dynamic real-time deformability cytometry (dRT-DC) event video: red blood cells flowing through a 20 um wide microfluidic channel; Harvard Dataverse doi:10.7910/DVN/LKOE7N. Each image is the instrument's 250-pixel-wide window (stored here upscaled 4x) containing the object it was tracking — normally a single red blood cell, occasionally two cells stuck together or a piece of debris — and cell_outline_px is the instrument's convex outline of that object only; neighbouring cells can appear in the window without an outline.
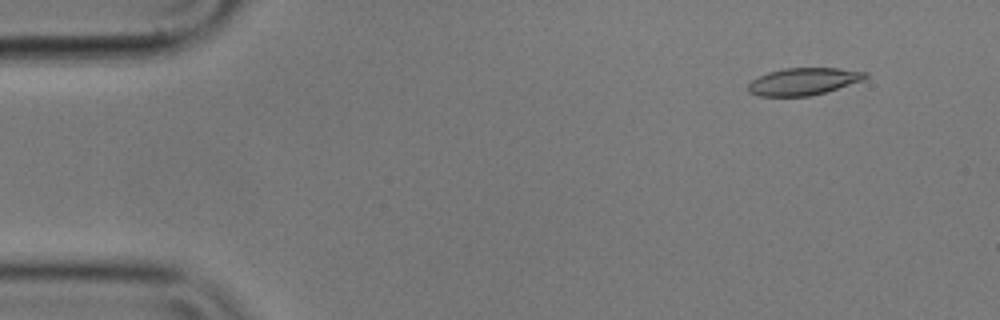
{"species": "common noctule bat (a hibernating species)", "species_latin": "Nyctalus noctula", "temperature_condition": "cold", "stored_images_in_passage": 56, "camera_frame_rate_fps": 3000, "um_per_image_px": 0.085, "animal": {"sex": "male", "body_mass_g": 17.9}, "frame": {"image": 1, "passage_image": 5, "time_ms": 1.333, "image_size_px": [1000, 320], "cell_outline_px": [[868, 76], [864, 80], [824, 92], [808, 96], [760, 96], [748, 92], [748, 84], [752, 80], [768, 72], [784, 68], [840, 68], [868, 72]], "centroid_in_image_um": [68.3, 6.91], "position_along_channel_um": 16.7, "area_um2": 18.5}}
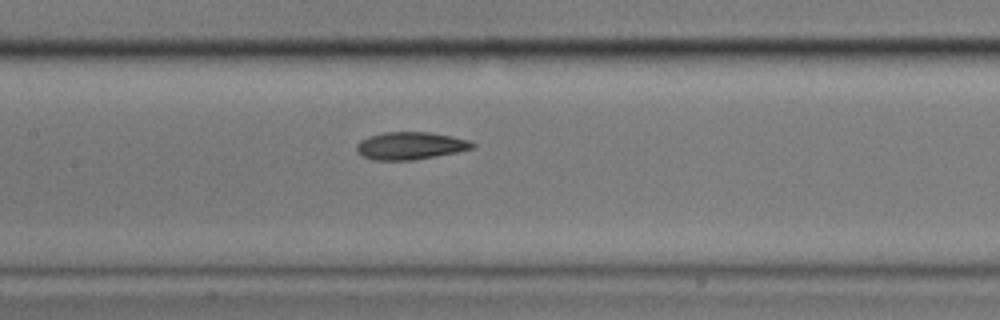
{"frame": {"image": 2, "passage_image": 26, "time_ms": 8.333, "image_size_px": [1000, 320], "cell_outline_px": [[476, 144], [472, 148], [456, 152], [412, 160], [372, 160], [364, 156], [356, 148], [356, 144], [360, 140], [368, 136], [384, 132], [428, 132], [452, 136], [468, 140]], "centroid_in_image_um": [34.86, 12.38], "position_along_channel_um": 172.5, "area_um2": 18.38}}
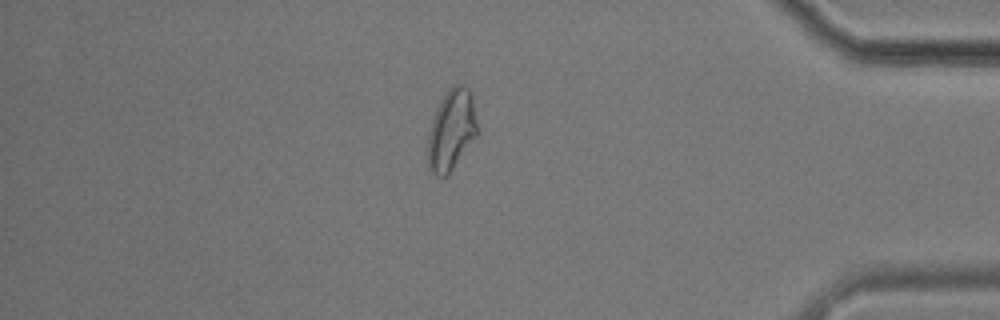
{"frame": {"image": 3, "passage_image": 48, "time_ms": 15.667, "image_size_px": [1000, 320], "cell_outline_px": [[476, 136], [448, 176], [436, 176], [428, 168], [428, 132], [432, 120], [444, 96], [452, 84], [464, 84], [468, 88], [472, 96], [476, 124]], "centroid_in_image_um": [38.36, 11.08], "position_along_channel_um": 396.8, "area_um2": 22.95}, "authors_computed_cell_mechanics": {"area_um2": 18.9006, "velocity_mm_per_s": 3.53, "shape_relaxation_time_tau1_ms": 3.9746, "shape_relaxation_time_tau2_ms": 3.6281, "deformation_change_tau1": 0.138, "deformation_change_tau2": 0.1007}}